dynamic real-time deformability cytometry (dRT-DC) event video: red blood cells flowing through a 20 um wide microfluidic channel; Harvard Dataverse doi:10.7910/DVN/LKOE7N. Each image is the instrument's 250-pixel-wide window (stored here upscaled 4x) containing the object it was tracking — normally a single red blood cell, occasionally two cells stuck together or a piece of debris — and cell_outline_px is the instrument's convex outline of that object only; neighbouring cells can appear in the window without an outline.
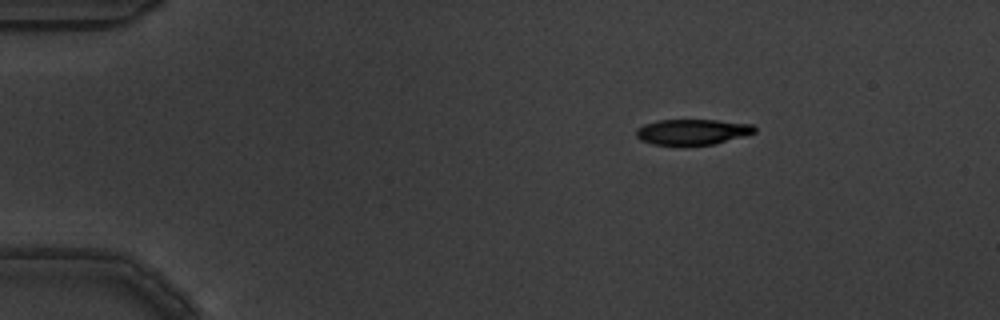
{"species": "common noctule bat (a hibernating species)", "species_latin": "Nyctalus noctula", "temperature_condition": "warm", "stored_images_in_passage": 4, "camera_frame_rate_fps": 3000, "um_per_image_px": 0.085, "animal": {"sex": "male", "body_mass_g": 19.5, "forearm_length_mm": 54.6}, "frame": {"image": 1, "passage_image": 1, "time_ms": 0.0, "image_size_px": [1000, 320], "cell_outline_px": [[756, 132], [712, 144], [652, 144], [640, 140], [636, 136], [636, 128], [644, 124], [656, 120], [716, 120], [752, 124], [756, 128]], "centroid_in_image_um": [58.8, 11.19], "position_along_channel_um": 26.2, "area_um2": 17.34}}
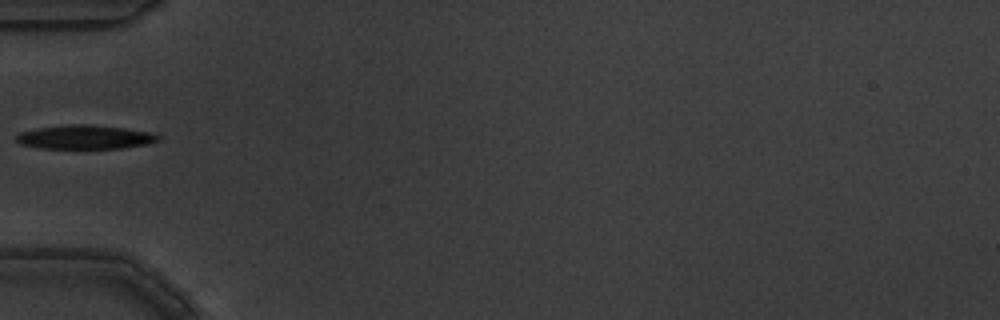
{"frame": {"image": 2, "passage_image": 4, "time_ms": 1.0, "image_size_px": [1000, 320], "cell_outline_px": [[160, 140], [148, 144], [120, 148], [40, 148], [20, 144], [16, 140], [16, 136], [20, 132], [36, 128], [64, 124], [88, 124], [124, 128], [156, 132], [160, 136]], "centroid_in_image_um": [7.26, 11.64], "position_along_channel_um": 77.7, "area_um2": 20.0}}